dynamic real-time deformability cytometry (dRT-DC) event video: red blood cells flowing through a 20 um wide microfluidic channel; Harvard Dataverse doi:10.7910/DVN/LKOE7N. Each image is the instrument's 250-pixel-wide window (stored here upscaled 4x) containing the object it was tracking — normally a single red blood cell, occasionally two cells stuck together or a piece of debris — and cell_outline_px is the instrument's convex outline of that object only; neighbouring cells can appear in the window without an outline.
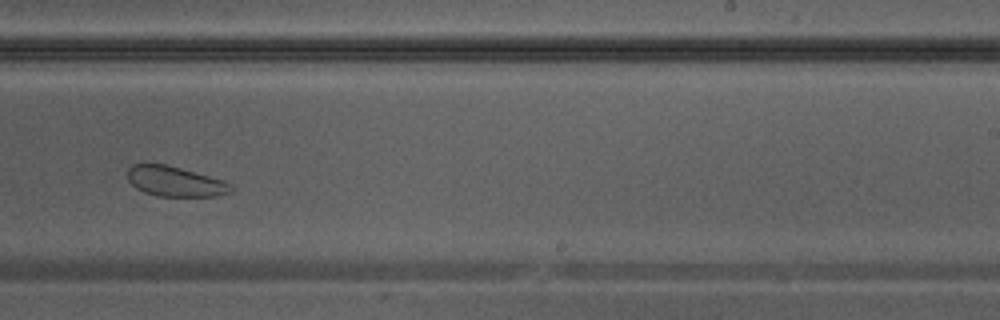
{"species": "Egyptian fruit bat (a non-hibernating species)", "species_latin": "Rousettus aegyptiacus", "temperature_condition": "warm", "stored_images_in_passage": 37, "camera_frame_rate_fps": 3000, "um_per_image_px": 0.085, "animal": {"sex": "male"}, "frame": {"image": 1, "passage_image": 22, "time_ms": 7.0, "image_size_px": [1000, 320], "cell_outline_px": [[236, 188], [232, 192], [216, 196], [156, 196], [144, 192], [136, 188], [128, 180], [128, 168], [132, 164], [164, 164], [180, 168], [224, 180], [232, 184]], "centroid_in_image_um": [14.92, 15.43], "position_along_channel_um": 274.1, "area_um2": 18.21}}